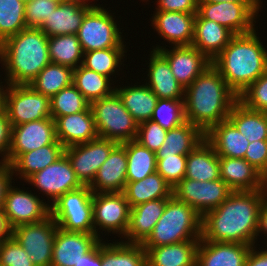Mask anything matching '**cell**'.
<instances>
[{
	"instance_id": "33",
	"label": "cell",
	"mask_w": 267,
	"mask_h": 266,
	"mask_svg": "<svg viewBox=\"0 0 267 266\" xmlns=\"http://www.w3.org/2000/svg\"><path fill=\"white\" fill-rule=\"evenodd\" d=\"M205 139V133L196 125L186 121L167 132L164 143L155 152L156 159L164 156L187 155Z\"/></svg>"
},
{
	"instance_id": "30",
	"label": "cell",
	"mask_w": 267,
	"mask_h": 266,
	"mask_svg": "<svg viewBox=\"0 0 267 266\" xmlns=\"http://www.w3.org/2000/svg\"><path fill=\"white\" fill-rule=\"evenodd\" d=\"M199 240L144 248L147 266H196Z\"/></svg>"
},
{
	"instance_id": "57",
	"label": "cell",
	"mask_w": 267,
	"mask_h": 266,
	"mask_svg": "<svg viewBox=\"0 0 267 266\" xmlns=\"http://www.w3.org/2000/svg\"><path fill=\"white\" fill-rule=\"evenodd\" d=\"M12 234L13 228L8 223L4 210L0 209V242L10 239Z\"/></svg>"
},
{
	"instance_id": "12",
	"label": "cell",
	"mask_w": 267,
	"mask_h": 266,
	"mask_svg": "<svg viewBox=\"0 0 267 266\" xmlns=\"http://www.w3.org/2000/svg\"><path fill=\"white\" fill-rule=\"evenodd\" d=\"M231 192L221 179L201 182L184 177L173 188V196L193 207L201 216L220 206Z\"/></svg>"
},
{
	"instance_id": "47",
	"label": "cell",
	"mask_w": 267,
	"mask_h": 266,
	"mask_svg": "<svg viewBox=\"0 0 267 266\" xmlns=\"http://www.w3.org/2000/svg\"><path fill=\"white\" fill-rule=\"evenodd\" d=\"M186 161L187 155L164 156L157 159L156 172L174 188L185 177Z\"/></svg>"
},
{
	"instance_id": "27",
	"label": "cell",
	"mask_w": 267,
	"mask_h": 266,
	"mask_svg": "<svg viewBox=\"0 0 267 266\" xmlns=\"http://www.w3.org/2000/svg\"><path fill=\"white\" fill-rule=\"evenodd\" d=\"M235 34L228 28L208 19H203L198 13L194 21V38L191 46L197 48L212 61L230 42Z\"/></svg>"
},
{
	"instance_id": "54",
	"label": "cell",
	"mask_w": 267,
	"mask_h": 266,
	"mask_svg": "<svg viewBox=\"0 0 267 266\" xmlns=\"http://www.w3.org/2000/svg\"><path fill=\"white\" fill-rule=\"evenodd\" d=\"M13 175L10 164L0 163V209L4 207L7 191L12 185Z\"/></svg>"
},
{
	"instance_id": "11",
	"label": "cell",
	"mask_w": 267,
	"mask_h": 266,
	"mask_svg": "<svg viewBox=\"0 0 267 266\" xmlns=\"http://www.w3.org/2000/svg\"><path fill=\"white\" fill-rule=\"evenodd\" d=\"M58 226L49 216L37 223L18 225L12 236L23 247L35 266H51L53 244Z\"/></svg>"
},
{
	"instance_id": "49",
	"label": "cell",
	"mask_w": 267,
	"mask_h": 266,
	"mask_svg": "<svg viewBox=\"0 0 267 266\" xmlns=\"http://www.w3.org/2000/svg\"><path fill=\"white\" fill-rule=\"evenodd\" d=\"M168 130L151 120L138 125L136 141L150 151L156 152L164 143Z\"/></svg>"
},
{
	"instance_id": "5",
	"label": "cell",
	"mask_w": 267,
	"mask_h": 266,
	"mask_svg": "<svg viewBox=\"0 0 267 266\" xmlns=\"http://www.w3.org/2000/svg\"><path fill=\"white\" fill-rule=\"evenodd\" d=\"M202 216L188 204L172 196L143 248L201 239Z\"/></svg>"
},
{
	"instance_id": "52",
	"label": "cell",
	"mask_w": 267,
	"mask_h": 266,
	"mask_svg": "<svg viewBox=\"0 0 267 266\" xmlns=\"http://www.w3.org/2000/svg\"><path fill=\"white\" fill-rule=\"evenodd\" d=\"M156 11L197 14L198 0H157Z\"/></svg>"
},
{
	"instance_id": "2",
	"label": "cell",
	"mask_w": 267,
	"mask_h": 266,
	"mask_svg": "<svg viewBox=\"0 0 267 266\" xmlns=\"http://www.w3.org/2000/svg\"><path fill=\"white\" fill-rule=\"evenodd\" d=\"M238 95L211 65L184 92L186 121L206 133L213 125L227 120Z\"/></svg>"
},
{
	"instance_id": "32",
	"label": "cell",
	"mask_w": 267,
	"mask_h": 266,
	"mask_svg": "<svg viewBox=\"0 0 267 266\" xmlns=\"http://www.w3.org/2000/svg\"><path fill=\"white\" fill-rule=\"evenodd\" d=\"M64 151L65 147L57 140L53 144L22 153L10 164L12 172L25 181L34 173L56 162Z\"/></svg>"
},
{
	"instance_id": "26",
	"label": "cell",
	"mask_w": 267,
	"mask_h": 266,
	"mask_svg": "<svg viewBox=\"0 0 267 266\" xmlns=\"http://www.w3.org/2000/svg\"><path fill=\"white\" fill-rule=\"evenodd\" d=\"M83 4L75 1L59 3L40 29L48 36L77 34L86 12L94 4Z\"/></svg>"
},
{
	"instance_id": "63",
	"label": "cell",
	"mask_w": 267,
	"mask_h": 266,
	"mask_svg": "<svg viewBox=\"0 0 267 266\" xmlns=\"http://www.w3.org/2000/svg\"><path fill=\"white\" fill-rule=\"evenodd\" d=\"M20 1H22L24 4H27V3H29V2H31L33 0H20Z\"/></svg>"
},
{
	"instance_id": "34",
	"label": "cell",
	"mask_w": 267,
	"mask_h": 266,
	"mask_svg": "<svg viewBox=\"0 0 267 266\" xmlns=\"http://www.w3.org/2000/svg\"><path fill=\"white\" fill-rule=\"evenodd\" d=\"M115 92L138 124L151 119L158 98L146 84L115 87Z\"/></svg>"
},
{
	"instance_id": "38",
	"label": "cell",
	"mask_w": 267,
	"mask_h": 266,
	"mask_svg": "<svg viewBox=\"0 0 267 266\" xmlns=\"http://www.w3.org/2000/svg\"><path fill=\"white\" fill-rule=\"evenodd\" d=\"M74 69L50 62L38 76L29 83L36 91L48 97L73 84Z\"/></svg>"
},
{
	"instance_id": "7",
	"label": "cell",
	"mask_w": 267,
	"mask_h": 266,
	"mask_svg": "<svg viewBox=\"0 0 267 266\" xmlns=\"http://www.w3.org/2000/svg\"><path fill=\"white\" fill-rule=\"evenodd\" d=\"M92 197L89 186L67 192L50 205V216L63 230L95 233Z\"/></svg>"
},
{
	"instance_id": "17",
	"label": "cell",
	"mask_w": 267,
	"mask_h": 266,
	"mask_svg": "<svg viewBox=\"0 0 267 266\" xmlns=\"http://www.w3.org/2000/svg\"><path fill=\"white\" fill-rule=\"evenodd\" d=\"M4 214L12 228L18 225L37 223L50 216V204L37 195L10 186L4 202Z\"/></svg>"
},
{
	"instance_id": "41",
	"label": "cell",
	"mask_w": 267,
	"mask_h": 266,
	"mask_svg": "<svg viewBox=\"0 0 267 266\" xmlns=\"http://www.w3.org/2000/svg\"><path fill=\"white\" fill-rule=\"evenodd\" d=\"M112 79L80 65L74 69L73 85L91 103L94 100L111 95L115 88L111 87Z\"/></svg>"
},
{
	"instance_id": "15",
	"label": "cell",
	"mask_w": 267,
	"mask_h": 266,
	"mask_svg": "<svg viewBox=\"0 0 267 266\" xmlns=\"http://www.w3.org/2000/svg\"><path fill=\"white\" fill-rule=\"evenodd\" d=\"M41 192H45L50 205L67 192L80 189L83 185L77 179L68 157L63 154L56 162L34 173L27 180ZM50 196V197H49Z\"/></svg>"
},
{
	"instance_id": "50",
	"label": "cell",
	"mask_w": 267,
	"mask_h": 266,
	"mask_svg": "<svg viewBox=\"0 0 267 266\" xmlns=\"http://www.w3.org/2000/svg\"><path fill=\"white\" fill-rule=\"evenodd\" d=\"M57 6L52 0H33L25 4L26 28H40Z\"/></svg>"
},
{
	"instance_id": "46",
	"label": "cell",
	"mask_w": 267,
	"mask_h": 266,
	"mask_svg": "<svg viewBox=\"0 0 267 266\" xmlns=\"http://www.w3.org/2000/svg\"><path fill=\"white\" fill-rule=\"evenodd\" d=\"M238 101L249 109L267 113V71L240 93Z\"/></svg>"
},
{
	"instance_id": "45",
	"label": "cell",
	"mask_w": 267,
	"mask_h": 266,
	"mask_svg": "<svg viewBox=\"0 0 267 266\" xmlns=\"http://www.w3.org/2000/svg\"><path fill=\"white\" fill-rule=\"evenodd\" d=\"M150 120L166 130L182 125L186 122L184 100L158 99Z\"/></svg>"
},
{
	"instance_id": "36",
	"label": "cell",
	"mask_w": 267,
	"mask_h": 266,
	"mask_svg": "<svg viewBox=\"0 0 267 266\" xmlns=\"http://www.w3.org/2000/svg\"><path fill=\"white\" fill-rule=\"evenodd\" d=\"M228 120L242 133L249 143L267 140V113L245 107L237 101L228 116Z\"/></svg>"
},
{
	"instance_id": "37",
	"label": "cell",
	"mask_w": 267,
	"mask_h": 266,
	"mask_svg": "<svg viewBox=\"0 0 267 266\" xmlns=\"http://www.w3.org/2000/svg\"><path fill=\"white\" fill-rule=\"evenodd\" d=\"M101 240V266H147L142 244Z\"/></svg>"
},
{
	"instance_id": "44",
	"label": "cell",
	"mask_w": 267,
	"mask_h": 266,
	"mask_svg": "<svg viewBox=\"0 0 267 266\" xmlns=\"http://www.w3.org/2000/svg\"><path fill=\"white\" fill-rule=\"evenodd\" d=\"M50 107L51 117L55 120L59 116L86 111L90 102L71 84L50 98Z\"/></svg>"
},
{
	"instance_id": "4",
	"label": "cell",
	"mask_w": 267,
	"mask_h": 266,
	"mask_svg": "<svg viewBox=\"0 0 267 266\" xmlns=\"http://www.w3.org/2000/svg\"><path fill=\"white\" fill-rule=\"evenodd\" d=\"M48 38L40 28H25L0 43L6 85L29 84L51 62Z\"/></svg>"
},
{
	"instance_id": "29",
	"label": "cell",
	"mask_w": 267,
	"mask_h": 266,
	"mask_svg": "<svg viewBox=\"0 0 267 266\" xmlns=\"http://www.w3.org/2000/svg\"><path fill=\"white\" fill-rule=\"evenodd\" d=\"M205 139L213 146L218 156L230 158L245 157L249 141L227 119L213 125L206 133Z\"/></svg>"
},
{
	"instance_id": "53",
	"label": "cell",
	"mask_w": 267,
	"mask_h": 266,
	"mask_svg": "<svg viewBox=\"0 0 267 266\" xmlns=\"http://www.w3.org/2000/svg\"><path fill=\"white\" fill-rule=\"evenodd\" d=\"M11 129V123L4 109H0V154L4 156H2L3 159L0 163H7V155L11 141Z\"/></svg>"
},
{
	"instance_id": "59",
	"label": "cell",
	"mask_w": 267,
	"mask_h": 266,
	"mask_svg": "<svg viewBox=\"0 0 267 266\" xmlns=\"http://www.w3.org/2000/svg\"><path fill=\"white\" fill-rule=\"evenodd\" d=\"M198 2L222 3V2H259L258 0H198Z\"/></svg>"
},
{
	"instance_id": "56",
	"label": "cell",
	"mask_w": 267,
	"mask_h": 266,
	"mask_svg": "<svg viewBox=\"0 0 267 266\" xmlns=\"http://www.w3.org/2000/svg\"><path fill=\"white\" fill-rule=\"evenodd\" d=\"M255 248L254 245L251 247L245 266H267V249L258 252Z\"/></svg>"
},
{
	"instance_id": "19",
	"label": "cell",
	"mask_w": 267,
	"mask_h": 266,
	"mask_svg": "<svg viewBox=\"0 0 267 266\" xmlns=\"http://www.w3.org/2000/svg\"><path fill=\"white\" fill-rule=\"evenodd\" d=\"M101 239L95 233L57 228L51 266H75Z\"/></svg>"
},
{
	"instance_id": "35",
	"label": "cell",
	"mask_w": 267,
	"mask_h": 266,
	"mask_svg": "<svg viewBox=\"0 0 267 266\" xmlns=\"http://www.w3.org/2000/svg\"><path fill=\"white\" fill-rule=\"evenodd\" d=\"M123 193L132 208L151 200L171 198L173 188L160 174L155 172L140 181L126 182Z\"/></svg>"
},
{
	"instance_id": "1",
	"label": "cell",
	"mask_w": 267,
	"mask_h": 266,
	"mask_svg": "<svg viewBox=\"0 0 267 266\" xmlns=\"http://www.w3.org/2000/svg\"><path fill=\"white\" fill-rule=\"evenodd\" d=\"M266 190L232 191L217 208L202 216L201 239L254 245Z\"/></svg>"
},
{
	"instance_id": "20",
	"label": "cell",
	"mask_w": 267,
	"mask_h": 266,
	"mask_svg": "<svg viewBox=\"0 0 267 266\" xmlns=\"http://www.w3.org/2000/svg\"><path fill=\"white\" fill-rule=\"evenodd\" d=\"M127 182V154L125 143L117 144L98 169L89 185L93 193H120Z\"/></svg>"
},
{
	"instance_id": "8",
	"label": "cell",
	"mask_w": 267,
	"mask_h": 266,
	"mask_svg": "<svg viewBox=\"0 0 267 266\" xmlns=\"http://www.w3.org/2000/svg\"><path fill=\"white\" fill-rule=\"evenodd\" d=\"M108 10L97 4L85 14L77 32L83 53L107 48H125L122 33Z\"/></svg>"
},
{
	"instance_id": "43",
	"label": "cell",
	"mask_w": 267,
	"mask_h": 266,
	"mask_svg": "<svg viewBox=\"0 0 267 266\" xmlns=\"http://www.w3.org/2000/svg\"><path fill=\"white\" fill-rule=\"evenodd\" d=\"M25 28V4L20 0H0V43Z\"/></svg>"
},
{
	"instance_id": "6",
	"label": "cell",
	"mask_w": 267,
	"mask_h": 266,
	"mask_svg": "<svg viewBox=\"0 0 267 266\" xmlns=\"http://www.w3.org/2000/svg\"><path fill=\"white\" fill-rule=\"evenodd\" d=\"M98 136L122 144L136 140L138 123L123 106L118 94L94 100L90 103Z\"/></svg>"
},
{
	"instance_id": "14",
	"label": "cell",
	"mask_w": 267,
	"mask_h": 266,
	"mask_svg": "<svg viewBox=\"0 0 267 266\" xmlns=\"http://www.w3.org/2000/svg\"><path fill=\"white\" fill-rule=\"evenodd\" d=\"M117 144L115 141L98 137L87 143L65 148L64 154L68 157L77 179L83 186H89L92 183L98 169Z\"/></svg>"
},
{
	"instance_id": "51",
	"label": "cell",
	"mask_w": 267,
	"mask_h": 266,
	"mask_svg": "<svg viewBox=\"0 0 267 266\" xmlns=\"http://www.w3.org/2000/svg\"><path fill=\"white\" fill-rule=\"evenodd\" d=\"M244 159L267 177V140L249 143Z\"/></svg>"
},
{
	"instance_id": "21",
	"label": "cell",
	"mask_w": 267,
	"mask_h": 266,
	"mask_svg": "<svg viewBox=\"0 0 267 266\" xmlns=\"http://www.w3.org/2000/svg\"><path fill=\"white\" fill-rule=\"evenodd\" d=\"M252 245L199 240L196 266H245Z\"/></svg>"
},
{
	"instance_id": "62",
	"label": "cell",
	"mask_w": 267,
	"mask_h": 266,
	"mask_svg": "<svg viewBox=\"0 0 267 266\" xmlns=\"http://www.w3.org/2000/svg\"><path fill=\"white\" fill-rule=\"evenodd\" d=\"M52 1H54V2H56V3H63V2H66V0H52Z\"/></svg>"
},
{
	"instance_id": "13",
	"label": "cell",
	"mask_w": 267,
	"mask_h": 266,
	"mask_svg": "<svg viewBox=\"0 0 267 266\" xmlns=\"http://www.w3.org/2000/svg\"><path fill=\"white\" fill-rule=\"evenodd\" d=\"M92 207L94 232L99 238L98 229L125 236L131 208L123 192L93 193Z\"/></svg>"
},
{
	"instance_id": "55",
	"label": "cell",
	"mask_w": 267,
	"mask_h": 266,
	"mask_svg": "<svg viewBox=\"0 0 267 266\" xmlns=\"http://www.w3.org/2000/svg\"><path fill=\"white\" fill-rule=\"evenodd\" d=\"M75 266H101V240Z\"/></svg>"
},
{
	"instance_id": "22",
	"label": "cell",
	"mask_w": 267,
	"mask_h": 266,
	"mask_svg": "<svg viewBox=\"0 0 267 266\" xmlns=\"http://www.w3.org/2000/svg\"><path fill=\"white\" fill-rule=\"evenodd\" d=\"M152 26L163 39L174 47L191 46L194 38L196 14L156 11L152 16Z\"/></svg>"
},
{
	"instance_id": "31",
	"label": "cell",
	"mask_w": 267,
	"mask_h": 266,
	"mask_svg": "<svg viewBox=\"0 0 267 266\" xmlns=\"http://www.w3.org/2000/svg\"><path fill=\"white\" fill-rule=\"evenodd\" d=\"M185 178L201 182L220 179L219 156L206 139L187 154Z\"/></svg>"
},
{
	"instance_id": "64",
	"label": "cell",
	"mask_w": 267,
	"mask_h": 266,
	"mask_svg": "<svg viewBox=\"0 0 267 266\" xmlns=\"http://www.w3.org/2000/svg\"><path fill=\"white\" fill-rule=\"evenodd\" d=\"M265 190H266V195H267V177L265 178Z\"/></svg>"
},
{
	"instance_id": "9",
	"label": "cell",
	"mask_w": 267,
	"mask_h": 266,
	"mask_svg": "<svg viewBox=\"0 0 267 266\" xmlns=\"http://www.w3.org/2000/svg\"><path fill=\"white\" fill-rule=\"evenodd\" d=\"M3 109L11 126L52 118L50 97L36 92L29 84H8Z\"/></svg>"
},
{
	"instance_id": "3",
	"label": "cell",
	"mask_w": 267,
	"mask_h": 266,
	"mask_svg": "<svg viewBox=\"0 0 267 266\" xmlns=\"http://www.w3.org/2000/svg\"><path fill=\"white\" fill-rule=\"evenodd\" d=\"M260 41L256 30L235 35L211 61L238 96L267 71V50Z\"/></svg>"
},
{
	"instance_id": "48",
	"label": "cell",
	"mask_w": 267,
	"mask_h": 266,
	"mask_svg": "<svg viewBox=\"0 0 267 266\" xmlns=\"http://www.w3.org/2000/svg\"><path fill=\"white\" fill-rule=\"evenodd\" d=\"M0 265L35 266L29 255L13 236L0 242Z\"/></svg>"
},
{
	"instance_id": "23",
	"label": "cell",
	"mask_w": 267,
	"mask_h": 266,
	"mask_svg": "<svg viewBox=\"0 0 267 266\" xmlns=\"http://www.w3.org/2000/svg\"><path fill=\"white\" fill-rule=\"evenodd\" d=\"M54 121L57 140L65 148L99 137L91 107L76 114L59 116Z\"/></svg>"
},
{
	"instance_id": "16",
	"label": "cell",
	"mask_w": 267,
	"mask_h": 266,
	"mask_svg": "<svg viewBox=\"0 0 267 266\" xmlns=\"http://www.w3.org/2000/svg\"><path fill=\"white\" fill-rule=\"evenodd\" d=\"M56 141L55 121L53 118L12 126L7 163L11 164L22 153L36 150Z\"/></svg>"
},
{
	"instance_id": "60",
	"label": "cell",
	"mask_w": 267,
	"mask_h": 266,
	"mask_svg": "<svg viewBox=\"0 0 267 266\" xmlns=\"http://www.w3.org/2000/svg\"><path fill=\"white\" fill-rule=\"evenodd\" d=\"M0 84L2 85V82ZM1 85H0V109H3L4 101H5V93H6V89L4 90V88H7V87H5V85L4 86L3 85L1 86Z\"/></svg>"
},
{
	"instance_id": "40",
	"label": "cell",
	"mask_w": 267,
	"mask_h": 266,
	"mask_svg": "<svg viewBox=\"0 0 267 266\" xmlns=\"http://www.w3.org/2000/svg\"><path fill=\"white\" fill-rule=\"evenodd\" d=\"M49 58L52 63L71 67L82 65L83 50L77 34L51 36L48 38Z\"/></svg>"
},
{
	"instance_id": "39",
	"label": "cell",
	"mask_w": 267,
	"mask_h": 266,
	"mask_svg": "<svg viewBox=\"0 0 267 266\" xmlns=\"http://www.w3.org/2000/svg\"><path fill=\"white\" fill-rule=\"evenodd\" d=\"M127 182L140 181L156 172V154L136 140L125 142Z\"/></svg>"
},
{
	"instance_id": "10",
	"label": "cell",
	"mask_w": 267,
	"mask_h": 266,
	"mask_svg": "<svg viewBox=\"0 0 267 266\" xmlns=\"http://www.w3.org/2000/svg\"><path fill=\"white\" fill-rule=\"evenodd\" d=\"M260 2H198L197 13L232 31L235 35L248 34L255 30V17Z\"/></svg>"
},
{
	"instance_id": "18",
	"label": "cell",
	"mask_w": 267,
	"mask_h": 266,
	"mask_svg": "<svg viewBox=\"0 0 267 266\" xmlns=\"http://www.w3.org/2000/svg\"><path fill=\"white\" fill-rule=\"evenodd\" d=\"M156 46L158 51L167 61L178 83L186 89L209 66L211 61L193 46L172 47Z\"/></svg>"
},
{
	"instance_id": "58",
	"label": "cell",
	"mask_w": 267,
	"mask_h": 266,
	"mask_svg": "<svg viewBox=\"0 0 267 266\" xmlns=\"http://www.w3.org/2000/svg\"><path fill=\"white\" fill-rule=\"evenodd\" d=\"M261 232L267 234V196L264 198L260 207L257 236H260L259 233ZM266 234L265 236H267Z\"/></svg>"
},
{
	"instance_id": "61",
	"label": "cell",
	"mask_w": 267,
	"mask_h": 266,
	"mask_svg": "<svg viewBox=\"0 0 267 266\" xmlns=\"http://www.w3.org/2000/svg\"><path fill=\"white\" fill-rule=\"evenodd\" d=\"M67 1H75V2H80V3H83V4H87L88 1H90V0H66V2Z\"/></svg>"
},
{
	"instance_id": "28",
	"label": "cell",
	"mask_w": 267,
	"mask_h": 266,
	"mask_svg": "<svg viewBox=\"0 0 267 266\" xmlns=\"http://www.w3.org/2000/svg\"><path fill=\"white\" fill-rule=\"evenodd\" d=\"M150 63L146 85L158 99L184 100L185 89L173 75L168 61L156 50L150 53Z\"/></svg>"
},
{
	"instance_id": "42",
	"label": "cell",
	"mask_w": 267,
	"mask_h": 266,
	"mask_svg": "<svg viewBox=\"0 0 267 266\" xmlns=\"http://www.w3.org/2000/svg\"><path fill=\"white\" fill-rule=\"evenodd\" d=\"M125 48H107L94 50L83 54L82 66L111 79L117 68L122 65ZM116 70V71H115Z\"/></svg>"
},
{
	"instance_id": "24",
	"label": "cell",
	"mask_w": 267,
	"mask_h": 266,
	"mask_svg": "<svg viewBox=\"0 0 267 266\" xmlns=\"http://www.w3.org/2000/svg\"><path fill=\"white\" fill-rule=\"evenodd\" d=\"M219 171L232 191L265 189V177L243 158L219 156Z\"/></svg>"
},
{
	"instance_id": "25",
	"label": "cell",
	"mask_w": 267,
	"mask_h": 266,
	"mask_svg": "<svg viewBox=\"0 0 267 266\" xmlns=\"http://www.w3.org/2000/svg\"><path fill=\"white\" fill-rule=\"evenodd\" d=\"M160 198L138 204L130 209L129 225L124 239L127 243L143 244L151 235L154 226L162 216L167 201Z\"/></svg>"
}]
</instances>
